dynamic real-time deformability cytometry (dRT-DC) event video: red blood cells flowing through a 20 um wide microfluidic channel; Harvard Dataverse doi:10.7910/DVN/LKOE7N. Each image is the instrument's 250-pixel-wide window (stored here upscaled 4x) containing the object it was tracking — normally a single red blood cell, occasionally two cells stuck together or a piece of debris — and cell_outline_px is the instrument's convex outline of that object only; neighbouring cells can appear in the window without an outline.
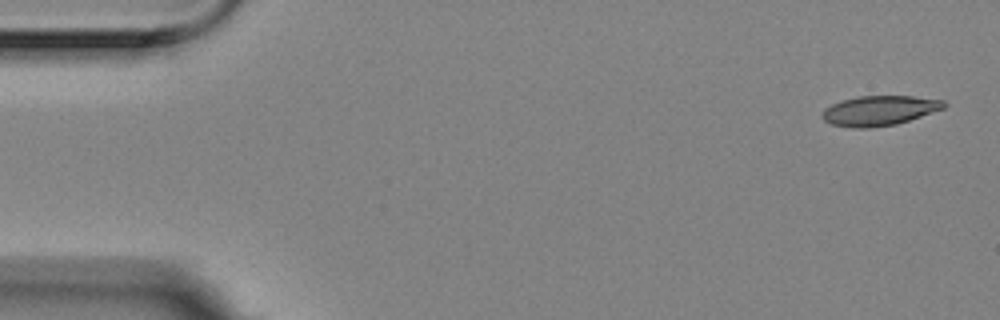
{"species": "Egyptian fruit bat (a non-hibernating species)", "species_latin": "Rousettus aegyptiacus", "temperature_condition": "room temperature", "stored_images_in_passage": 5, "camera_frame_rate_fps": 3000, "um_per_image_px": 0.085, "animal": {"sex": "female"}, "frame": {"image": 1, "passage_image": 1, "time_ms": 0.0, "image_size_px": [1000, 320], "cell_outline_px": [[948, 104], [944, 108], [896, 124], [868, 128], [852, 128], [832, 124], [824, 120], [820, 116], [824, 108], [832, 104], [844, 100], [860, 96], [912, 96], [944, 100]], "centroid_in_image_um": [74.73, 9.4], "position_along_channel_um": 10.3, "area_um2": 21.04}}
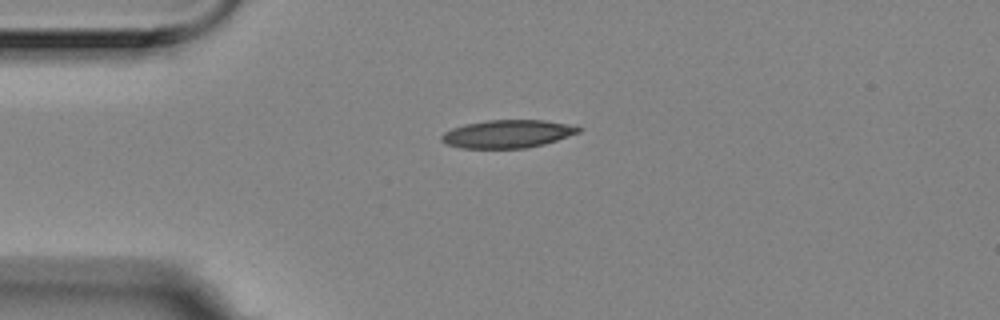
{"frame": {"image": 2, "passage_image": 4, "time_ms": 1.0, "image_size_px": [1000, 320], "cell_outline_px": [[580, 132], [544, 144], [528, 148], [460, 148], [444, 144], [440, 140], [440, 136], [444, 132], [452, 128], [464, 124], [488, 120], [544, 120], [568, 124], [580, 128]], "centroid_in_image_um": [43.08, 11.38], "position_along_channel_um": 41.9, "area_um2": 22.37}}